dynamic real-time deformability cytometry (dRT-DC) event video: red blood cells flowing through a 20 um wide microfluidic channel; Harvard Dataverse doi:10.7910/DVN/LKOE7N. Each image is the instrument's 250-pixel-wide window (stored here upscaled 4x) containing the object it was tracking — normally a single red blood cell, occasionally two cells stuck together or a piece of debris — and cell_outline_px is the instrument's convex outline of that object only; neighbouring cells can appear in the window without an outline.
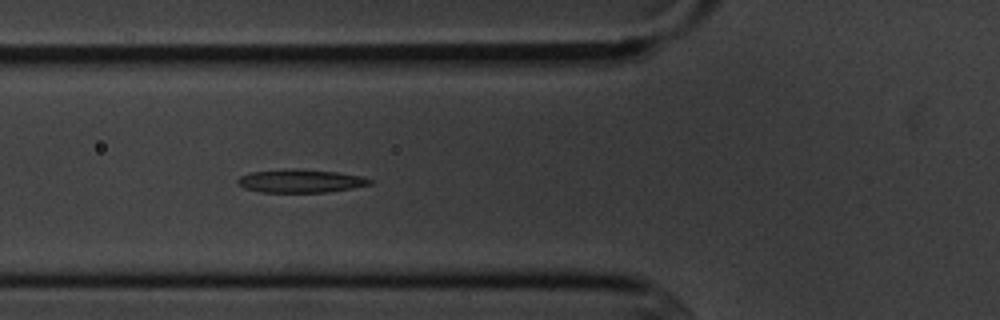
{"species": "common noctule bat (a hibernating species)", "species_latin": "Nyctalus noctula", "temperature_condition": "cold", "stored_images_in_passage": 2, "camera_frame_rate_fps": 3000, "um_per_image_px": 0.085, "animal": {"sex": "male", "body_mass_g": 20.1, "forearm_length_mm": 53.5}, "frame": {"image": 1, "passage_image": 2, "time_ms": 1.0, "image_size_px": [1000, 320], "cell_outline_px": [[372, 184], [352, 188], [328, 192], [260, 192], [244, 188], [236, 184], [236, 180], [240, 176], [248, 172], [284, 168], [296, 168], [336, 172], [364, 176], [372, 180]], "centroid_in_image_um": [25.5, 15.37], "position_along_channel_um": 100.3, "area_um2": 18.26}}